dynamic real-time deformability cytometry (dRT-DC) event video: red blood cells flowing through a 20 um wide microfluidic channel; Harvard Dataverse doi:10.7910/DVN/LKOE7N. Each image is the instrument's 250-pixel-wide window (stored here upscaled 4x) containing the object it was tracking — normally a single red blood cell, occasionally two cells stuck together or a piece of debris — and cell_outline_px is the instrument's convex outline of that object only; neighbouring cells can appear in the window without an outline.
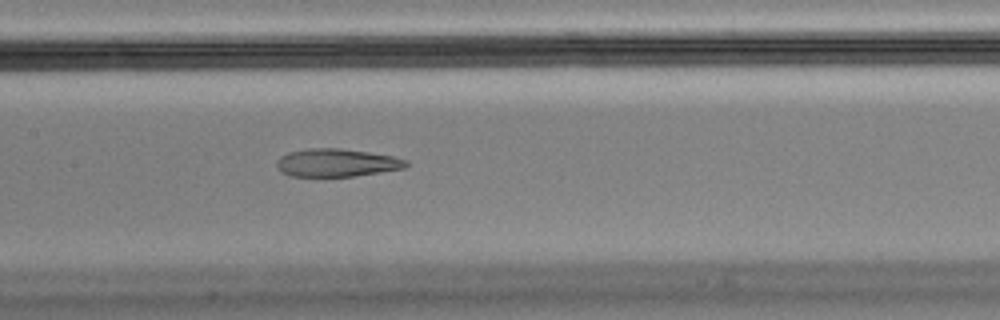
{"species": "Egyptian fruit bat (a non-hibernating species)", "species_latin": "Rousettus aegyptiacus", "temperature_condition": "cold", "stored_images_in_passage": 52, "camera_frame_rate_fps": 3000, "um_per_image_px": 0.085, "animal": {"sex": "male"}, "frame": {"image": 1, "passage_image": 23, "time_ms": 7.333, "image_size_px": [1000, 320], "cell_outline_px": [[408, 164], [404, 168], [380, 172], [352, 176], [288, 176], [280, 172], [276, 164], [280, 156], [288, 152], [308, 148], [340, 148], [368, 152], [392, 156], [408, 160]], "centroid_in_image_um": [28.58, 13.83], "position_along_channel_um": 178.8, "area_um2": 21.04}, "authors_computed_cell_mechanics": {"area_um2": 22.5709, "velocity_mm_per_s": 3.595, "shape_relaxation_time_tau1_ms": null, "shape_relaxation_time_tau2_ms": 2.0999, "deformation_change_tau1": null, "deformation_change_tau2": 0.1088}}